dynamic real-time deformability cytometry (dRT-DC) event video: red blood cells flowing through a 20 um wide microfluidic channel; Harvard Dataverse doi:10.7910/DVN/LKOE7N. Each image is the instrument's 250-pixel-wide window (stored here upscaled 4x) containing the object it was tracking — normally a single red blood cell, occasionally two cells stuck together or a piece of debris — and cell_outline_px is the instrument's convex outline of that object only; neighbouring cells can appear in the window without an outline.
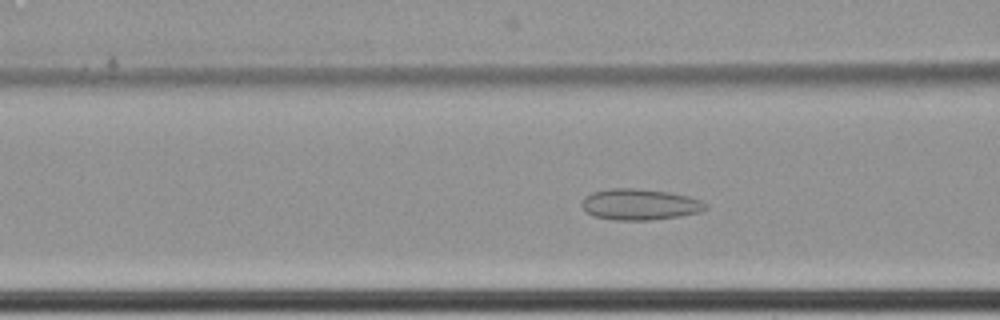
{"species": "common noctule bat (a hibernating species)", "species_latin": "Nyctalus noctula", "temperature_condition": "cold", "stored_images_in_passage": 65, "camera_frame_rate_fps": 3000, "um_per_image_px": 0.085, "animal": {"sex": "female", "body_mass_g": 22.7, "forearm_length_mm": 54.2}, "frame": {"image": 1, "passage_image": 29, "time_ms": 9.333, "image_size_px": [1000, 320], "cell_outline_px": [[708, 208], [700, 212], [680, 216], [648, 220], [616, 220], [592, 216], [584, 212], [580, 204], [584, 196], [592, 192], [608, 188], [636, 188], [668, 192], [688, 196], [700, 200], [708, 204]], "centroid_in_image_um": [54.34, 17.37], "position_along_channel_um": 112.3, "area_um2": 22.72}}
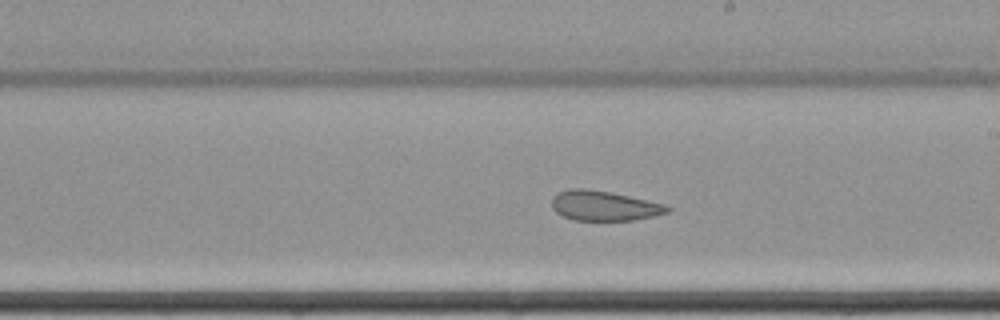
{"frame": {"image": 2, "passage_image": 40, "time_ms": 13.0, "image_size_px": [1000, 320], "cell_outline_px": [[672, 208], [668, 212], [652, 216], [632, 220], [576, 220], [564, 216], [556, 212], [552, 208], [552, 196], [556, 192], [568, 188], [584, 188], [612, 192], [664, 204]], "centroid_in_image_um": [51.3, 17.47], "position_along_channel_um": 237.7, "area_um2": 20.11}}
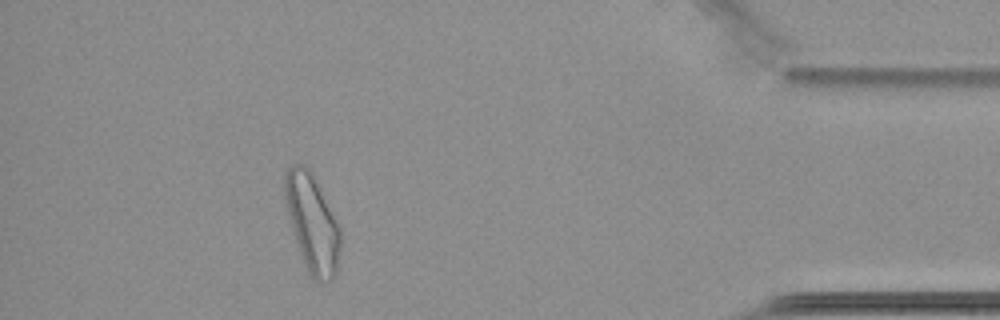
{"frame": {"image": 3, "passage_image": 59, "time_ms": 19.333, "image_size_px": [1000, 320], "cell_outline_px": [[340, 252], [336, 272], [332, 280], [316, 280], [308, 272], [300, 256], [292, 232], [284, 196], [284, 176], [288, 168], [292, 164], [304, 164], [308, 168], [336, 220], [340, 228]], "centroid_in_image_um": [26.51, 18.98], "position_along_channel_um": 408.7, "area_um2": 31.1}, "authors_computed_cell_mechanics": {"area_um2": 26.8192, "velocity_mm_per_s": 3.4218, "shape_relaxation_time_tau1_ms": null, "shape_relaxation_time_tau2_ms": 3.4026, "deformation_change_tau1": null, "deformation_change_tau2": 0.094}}